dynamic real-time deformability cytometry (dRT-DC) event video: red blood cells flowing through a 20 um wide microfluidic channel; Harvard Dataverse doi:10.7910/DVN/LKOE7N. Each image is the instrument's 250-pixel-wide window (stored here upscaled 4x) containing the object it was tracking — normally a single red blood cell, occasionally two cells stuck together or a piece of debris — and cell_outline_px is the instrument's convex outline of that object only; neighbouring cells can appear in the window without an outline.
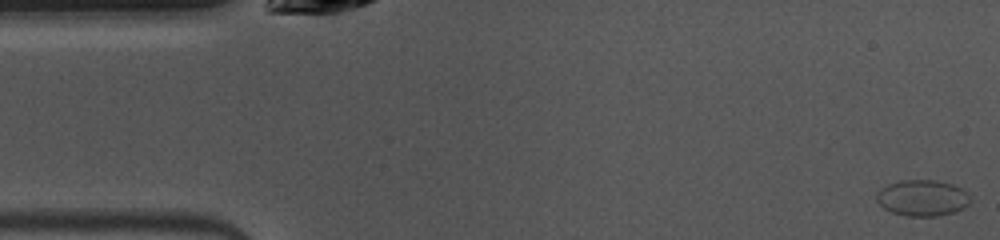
{"species": "common noctule bat (a hibernating species)", "species_latin": "Nyctalus noctula", "temperature_condition": "warm", "stored_images_in_passage": 19, "camera_frame_rate_fps": 3000, "um_per_image_px": 0.085, "animal": {"sex": "female", "body_mass_g": 10.0, "forearm_length_mm": 53.1}, "frame": {"image": 1, "passage_image": 1, "time_ms": 0.0, "image_size_px": [1000, 240], "cell_outline_px": [[972, 200], [964, 208], [952, 212], [936, 216], [908, 216], [892, 212], [884, 208], [876, 200], [876, 192], [880, 188], [888, 184], [900, 180], [936, 180], [952, 184], [960, 188]], "centroid_in_image_um": [78.37, 16.82], "position_along_channel_um": 6.6, "area_um2": 19.65}}
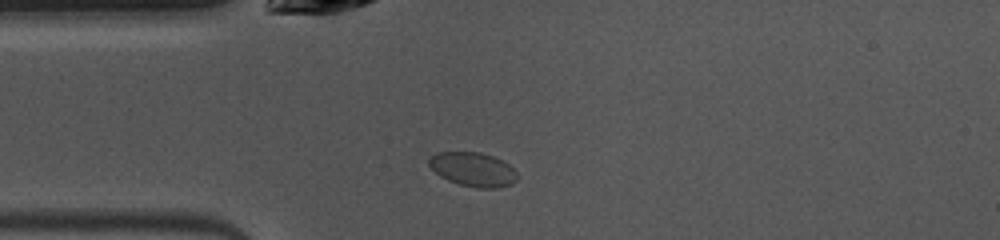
{"frame": {"image": 2, "passage_image": 11, "time_ms": 3.333, "image_size_px": [1000, 240], "cell_outline_px": [[516, 180], [512, 184], [500, 188], [476, 188], [460, 184], [448, 180], [440, 176], [428, 164], [428, 160], [436, 152], [480, 152], [504, 160], [516, 172]], "centroid_in_image_um": [40.22, 14.4], "position_along_channel_um": 44.8, "area_um2": 17.51}}
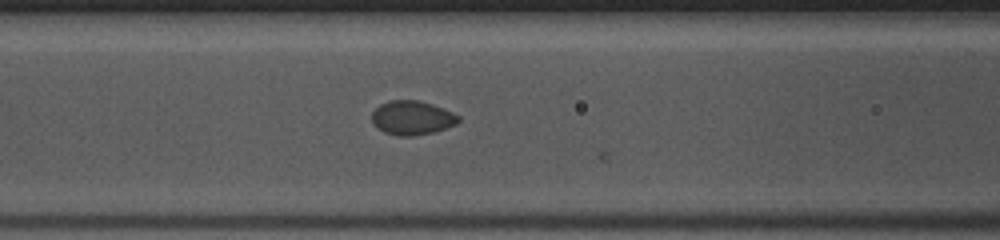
{"frame": {"image": 3, "passage_image": 18, "time_ms": 5.667, "image_size_px": [1000, 240], "cell_outline_px": [[460, 120], [456, 124], [432, 132], [412, 136], [400, 136], [384, 132], [372, 124], [372, 112], [380, 104], [388, 100], [416, 100], [432, 104], [452, 112], [460, 116]], "centroid_in_image_um": [35.0, 10.01], "position_along_channel_um": 131.6, "area_um2": 17.11}}